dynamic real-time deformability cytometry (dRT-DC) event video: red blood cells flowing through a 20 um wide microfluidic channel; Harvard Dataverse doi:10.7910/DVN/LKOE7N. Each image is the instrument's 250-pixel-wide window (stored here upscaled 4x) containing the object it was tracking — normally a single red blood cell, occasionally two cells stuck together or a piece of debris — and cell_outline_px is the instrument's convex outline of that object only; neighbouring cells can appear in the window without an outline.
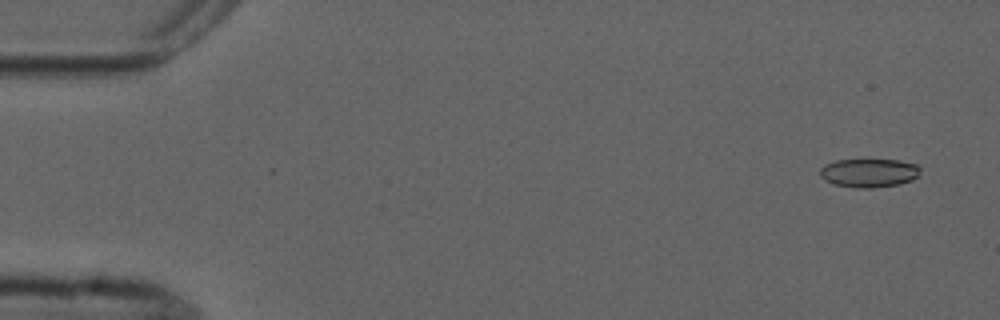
{"species": "common noctule bat (a hibernating species)", "species_latin": "Nyctalus noctula", "temperature_condition": "cold", "stored_images_in_passage": 4, "camera_frame_rate_fps": 3000, "um_per_image_px": 0.085, "animal": {"sex": "male", "forearm_length_mm": 52.5}, "frame": {"image": 1, "passage_image": 1, "time_ms": 0.0, "image_size_px": [1000, 320], "cell_outline_px": [[920, 176], [912, 180], [900, 184], [872, 188], [856, 188], [836, 184], [824, 180], [820, 176], [820, 168], [824, 164], [836, 160], [900, 160], [916, 164], [920, 168]], "centroid_in_image_um": [73.88, 14.69], "position_along_channel_um": 11.1, "area_um2": 16.88}}
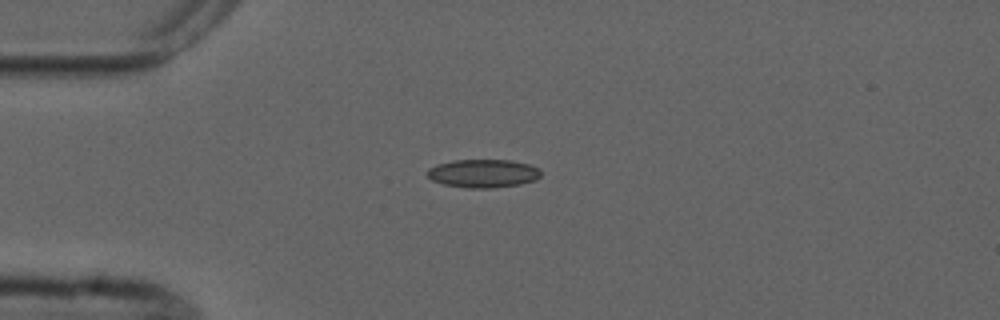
{"frame": {"image": 2, "passage_image": 4, "time_ms": 3.667, "image_size_px": [1000, 320], "cell_outline_px": [[540, 176], [536, 180], [520, 184], [492, 188], [468, 188], [444, 184], [432, 180], [428, 176], [428, 168], [436, 164], [452, 160], [508, 160], [528, 164], [540, 168]], "centroid_in_image_um": [41.07, 14.74], "position_along_channel_um": 43.9, "area_um2": 18.73}}